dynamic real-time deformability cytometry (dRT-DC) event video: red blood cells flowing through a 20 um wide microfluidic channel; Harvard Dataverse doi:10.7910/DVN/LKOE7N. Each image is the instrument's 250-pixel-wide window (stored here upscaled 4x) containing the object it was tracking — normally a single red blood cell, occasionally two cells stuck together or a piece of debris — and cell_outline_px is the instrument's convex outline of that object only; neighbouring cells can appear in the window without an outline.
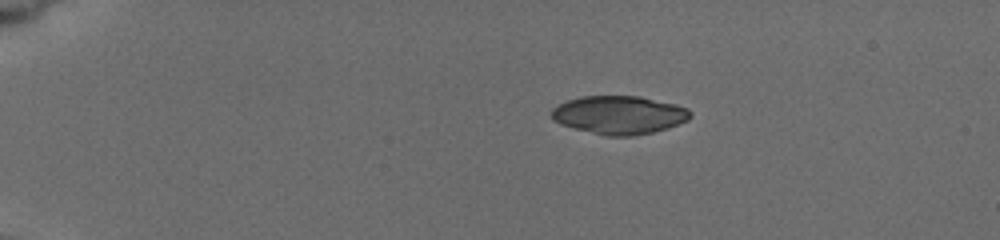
{"species": "common noctule bat (a hibernating species)", "species_latin": "Nyctalus noctula", "temperature_condition": "cold", "stored_images_in_passage": 5, "camera_frame_rate_fps": 3000, "um_per_image_px": 0.085, "animal": {"sex": "female", "body_mass_g": 19.5, "forearm_length_mm": 54.1}, "frame": {"image": 1, "passage_image": 1, "time_ms": 0.0, "image_size_px": [1000, 240], "cell_outline_px": [[692, 116], [688, 120], [668, 128], [652, 132], [632, 136], [608, 136], [560, 124], [552, 120], [552, 108], [556, 104], [580, 96], [640, 96], [676, 104], [688, 108], [692, 112]], "centroid_in_image_um": [52.64, 9.76], "position_along_channel_um": 32.4, "area_um2": 31.04}}